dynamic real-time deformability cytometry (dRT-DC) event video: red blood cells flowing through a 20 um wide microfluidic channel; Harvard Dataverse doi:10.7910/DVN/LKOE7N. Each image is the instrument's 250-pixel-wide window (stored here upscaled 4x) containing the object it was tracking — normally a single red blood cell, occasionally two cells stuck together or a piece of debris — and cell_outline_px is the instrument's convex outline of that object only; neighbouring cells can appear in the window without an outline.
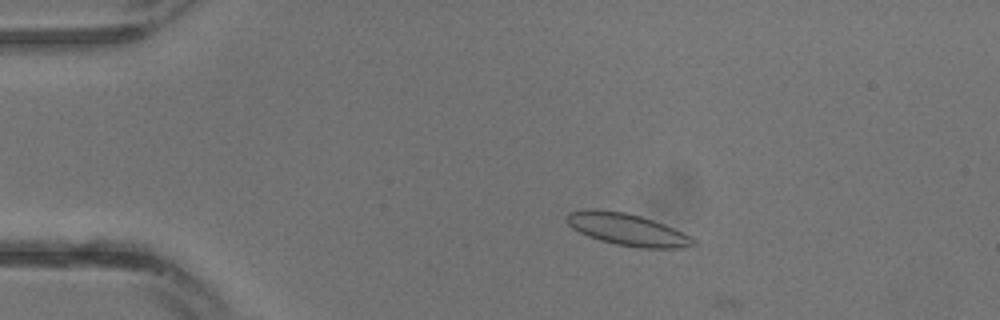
{"species": "common noctule bat (a hibernating species)", "species_latin": "Nyctalus noctula", "temperature_condition": "warm", "stored_images_in_passage": 5, "camera_frame_rate_fps": 3000, "um_per_image_px": 0.085, "animal": {"sex": "male", "body_mass_g": 13.3}, "frame": {"image": 1, "passage_image": 4, "time_ms": 1.0, "image_size_px": [1000, 320], "cell_outline_px": [[696, 244], [680, 248], [640, 248], [616, 244], [600, 240], [588, 236], [572, 228], [568, 224], [564, 216], [568, 212], [580, 208], [592, 208], [624, 212], [640, 216], [664, 224], [692, 236], [696, 240]], "centroid_in_image_um": [53.27, 19.49], "position_along_channel_um": 31.7, "area_um2": 23.81}}